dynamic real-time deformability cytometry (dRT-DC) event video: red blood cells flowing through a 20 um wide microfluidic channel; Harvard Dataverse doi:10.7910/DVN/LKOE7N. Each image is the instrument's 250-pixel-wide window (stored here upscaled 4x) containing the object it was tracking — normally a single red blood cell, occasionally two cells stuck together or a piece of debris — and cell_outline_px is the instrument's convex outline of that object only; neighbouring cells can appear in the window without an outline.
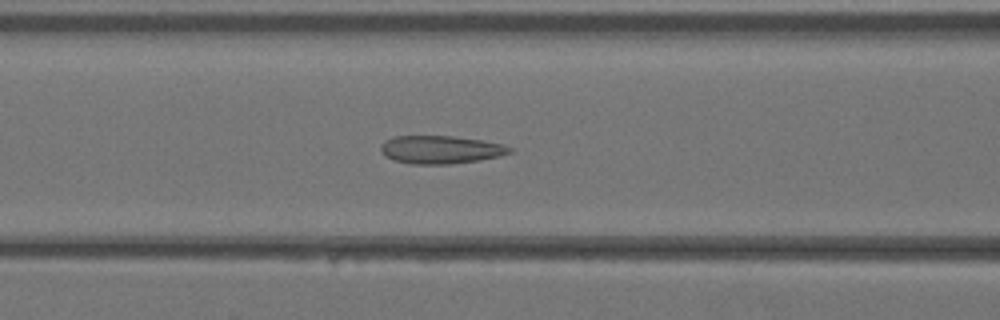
{"species": "Egyptian fruit bat (a non-hibernating species)", "species_latin": "Rousettus aegyptiacus", "temperature_condition": "warm", "stored_images_in_passage": 39, "camera_frame_rate_fps": 3000, "um_per_image_px": 0.085, "animal": {"sex": "female"}, "frame": {"image": 1, "passage_image": 16, "time_ms": 5.0, "image_size_px": [1000, 320], "cell_outline_px": [[512, 152], [500, 156], [480, 160], [448, 164], [412, 164], [392, 160], [384, 156], [380, 148], [380, 144], [384, 140], [392, 136], [452, 136], [480, 140], [504, 144], [512, 148]], "centroid_in_image_um": [37.42, 12.72], "position_along_channel_um": 129.2, "area_um2": 21.21}}
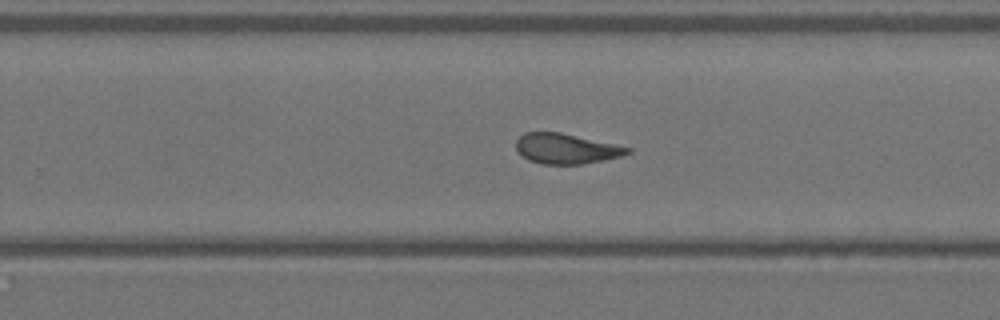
{"frame": {"image": 2, "passage_image": 25, "time_ms": 8.0, "image_size_px": [1000, 320], "cell_outline_px": [[632, 152], [620, 156], [580, 164], [540, 164], [528, 160], [516, 148], [516, 140], [524, 132], [560, 132], [632, 148]], "centroid_in_image_um": [48.09, 12.63], "position_along_channel_um": 281.7, "area_um2": 19.36}}
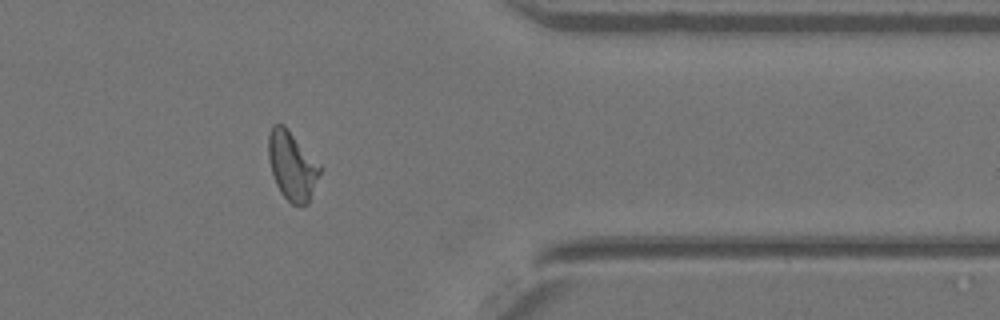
{"frame": {"image": 3, "passage_image": 32, "time_ms": 10.333, "image_size_px": [1000, 320], "cell_outline_px": [[320, 172], [308, 204], [292, 204], [280, 192], [276, 184], [272, 172], [268, 156], [268, 136], [272, 124], [284, 124], [320, 164]], "centroid_in_image_um": [24.81, 14.06], "position_along_channel_um": 386.6, "area_um2": 20.4}}